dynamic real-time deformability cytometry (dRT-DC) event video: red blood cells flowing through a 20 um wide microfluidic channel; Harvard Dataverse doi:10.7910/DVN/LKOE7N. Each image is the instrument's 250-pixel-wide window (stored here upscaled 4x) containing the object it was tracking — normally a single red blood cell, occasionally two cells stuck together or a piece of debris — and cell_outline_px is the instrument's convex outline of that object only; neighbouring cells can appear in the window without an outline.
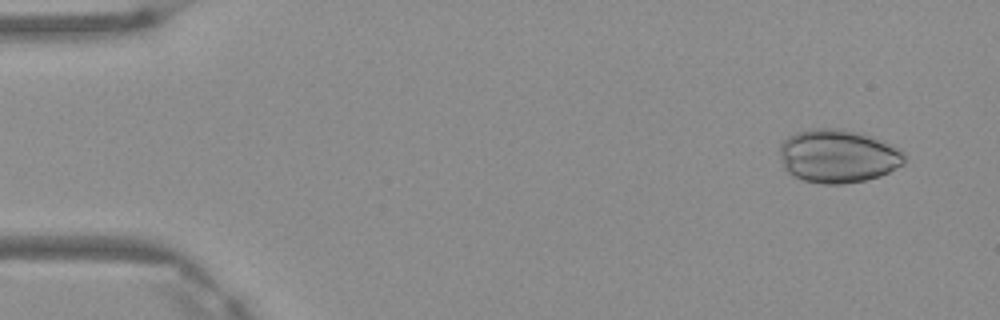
{"species": "Egyptian fruit bat (a non-hibernating species)", "species_latin": "Rousettus aegyptiacus", "temperature_condition": "warm", "stored_images_in_passage": 6, "camera_frame_rate_fps": 3000, "um_per_image_px": 0.085, "frame": {"image": 1, "passage_image": 6, "time_ms": 1.667, "image_size_px": [1000, 320], "cell_outline_px": [[904, 164], [880, 176], [864, 180], [844, 184], [824, 184], [804, 180], [792, 176], [784, 168], [780, 156], [780, 144], [788, 136], [796, 132], [812, 128], [836, 128], [860, 132], [872, 136], [892, 144], [900, 148], [904, 152]], "centroid_in_image_um": [71.23, 13.26], "position_along_channel_um": 13.8, "area_um2": 39.07}}